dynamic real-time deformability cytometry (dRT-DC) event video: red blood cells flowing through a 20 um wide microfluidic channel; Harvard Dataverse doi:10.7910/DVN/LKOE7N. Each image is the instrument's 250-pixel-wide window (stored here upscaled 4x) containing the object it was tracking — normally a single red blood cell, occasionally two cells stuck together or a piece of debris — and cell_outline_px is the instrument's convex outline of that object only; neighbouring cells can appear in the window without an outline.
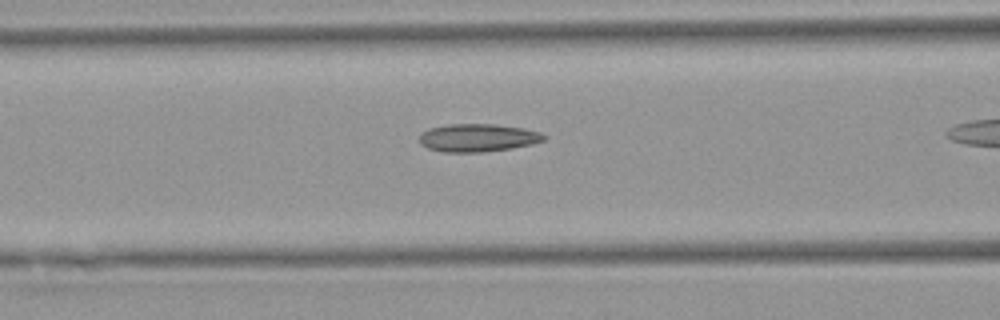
{"species": "Egyptian fruit bat (a non-hibernating species)", "species_latin": "Rousettus aegyptiacus", "temperature_condition": "warm", "stored_images_in_passage": 37, "camera_frame_rate_fps": 3000, "um_per_image_px": 0.085, "animal": {"sex": "female"}, "frame": {"image": 1, "passage_image": 17, "time_ms": 5.333, "image_size_px": [1000, 320], "cell_outline_px": [[548, 136], [544, 140], [532, 144], [512, 148], [480, 152], [444, 152], [428, 148], [420, 144], [420, 136], [428, 128], [448, 124], [496, 124], [524, 128], [540, 132]], "centroid_in_image_um": [40.64, 11.7], "position_along_channel_um": 126.0, "area_um2": 20.29}}
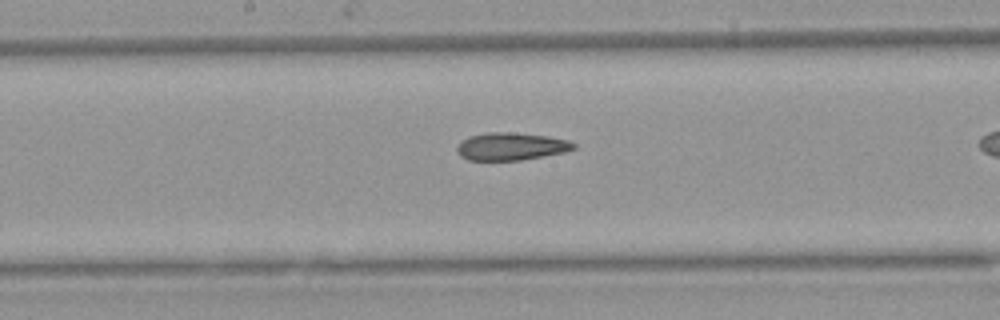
{"frame": {"image": 2, "passage_image": 23, "time_ms": 7.333, "image_size_px": [1000, 320], "cell_outline_px": [[576, 148], [564, 152], [520, 160], [468, 160], [460, 156], [456, 152], [456, 144], [468, 136], [488, 132], [512, 132], [548, 136], [568, 140], [576, 144]], "centroid_in_image_um": [43.39, 12.44], "position_along_channel_um": 204.8, "area_um2": 18.9}}
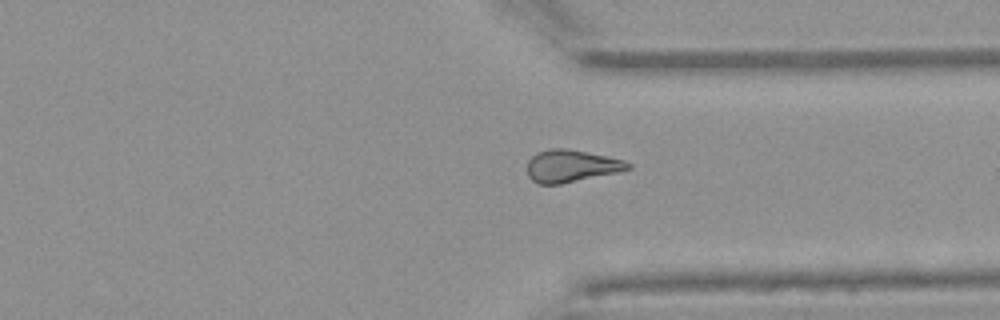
{"frame": {"image": 3, "passage_image": 35, "time_ms": 11.333, "image_size_px": [1000, 320], "cell_outline_px": [[632, 168], [620, 172], [560, 184], [536, 184], [528, 176], [528, 160], [536, 152], [548, 148], [568, 148], [608, 156], [624, 160], [632, 164]], "centroid_in_image_um": [48.57, 14.1], "position_along_channel_um": 362.8, "area_um2": 19.25}}